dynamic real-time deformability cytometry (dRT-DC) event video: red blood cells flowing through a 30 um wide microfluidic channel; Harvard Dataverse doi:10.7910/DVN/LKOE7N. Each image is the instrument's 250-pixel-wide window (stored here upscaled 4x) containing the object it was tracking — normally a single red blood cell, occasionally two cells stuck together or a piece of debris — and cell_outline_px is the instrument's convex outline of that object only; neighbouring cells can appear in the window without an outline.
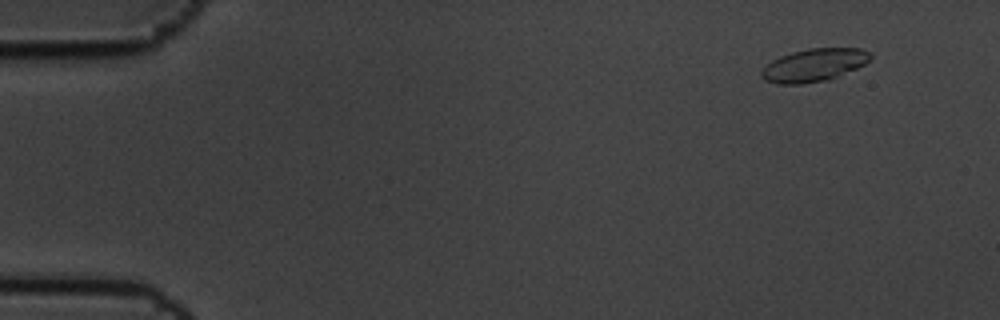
{"species": "common noctule bat (a hibernating species)", "species_latin": "Nyctalus noctula", "temperature_condition": "cold", "stored_images_in_passage": 6, "camera_frame_rate_fps": 3000, "um_per_image_px": 0.085, "animal": {"sex": "male", "body_mass_g": 19.5, "forearm_length_mm": 54.6}, "frame": {"image": 1, "passage_image": 2, "time_ms": 0.333, "image_size_px": [1000, 320], "cell_outline_px": [[872, 56], [864, 64], [856, 68], [828, 80], [800, 84], [776, 84], [764, 80], [760, 76], [760, 72], [772, 60], [780, 56], [792, 52], [808, 48], [860, 48], [872, 52]], "centroid_in_image_um": [69.17, 5.53], "position_along_channel_um": 15.8, "area_um2": 20.87}}
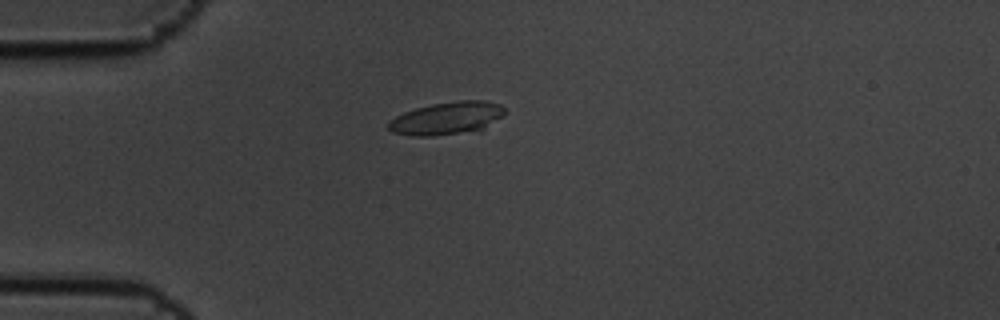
{"frame": {"image": 2, "passage_image": 5, "time_ms": 1.333, "image_size_px": [1000, 320], "cell_outline_px": [[504, 112], [500, 116], [484, 128], [432, 136], [412, 136], [392, 132], [388, 128], [388, 124], [396, 116], [404, 112], [416, 108], [432, 104], [460, 100], [488, 100], [500, 104], [504, 108]], "centroid_in_image_um": [37.95, 10.03], "position_along_channel_um": 47.0, "area_um2": 21.68}}